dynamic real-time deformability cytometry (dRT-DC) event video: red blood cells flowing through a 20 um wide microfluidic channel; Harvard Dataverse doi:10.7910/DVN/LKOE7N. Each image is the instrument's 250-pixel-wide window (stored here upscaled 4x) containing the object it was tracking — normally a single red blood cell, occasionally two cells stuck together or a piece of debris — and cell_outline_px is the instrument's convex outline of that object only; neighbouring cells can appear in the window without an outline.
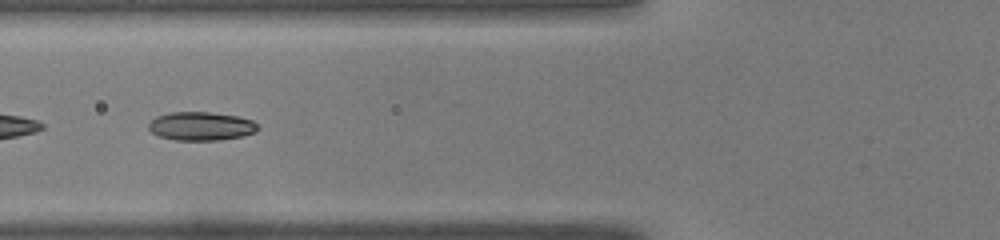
{"species": "common noctule bat (a hibernating species)", "species_latin": "Nyctalus noctula", "temperature_condition": "warm", "stored_images_in_passage": 19, "camera_frame_rate_fps": 3000, "um_per_image_px": 0.085, "animal": {"sex": "male", "body_mass_g": 19.0, "forearm_length_mm": 50.8}, "frame": {"image": 1, "passage_image": 6, "time_ms": 1.667, "image_size_px": [1000, 240], "cell_outline_px": [[260, 128], [256, 132], [244, 136], [220, 140], [176, 140], [160, 136], [152, 132], [148, 128], [148, 124], [156, 116], [168, 112], [208, 112], [236, 116], [252, 120]], "centroid_in_image_um": [17.1, 10.72], "position_along_channel_um": 108.7, "area_um2": 18.21}}
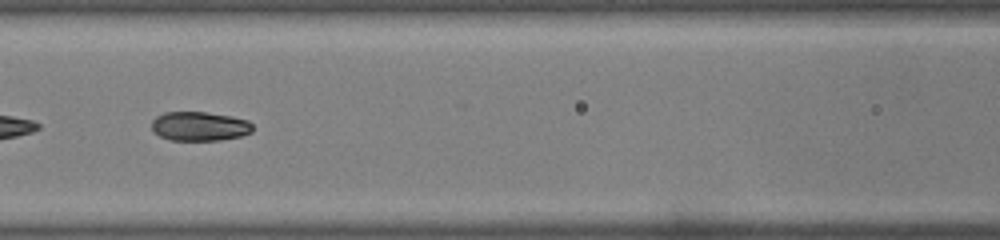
{"frame": {"image": 2, "passage_image": 9, "time_ms": 2.667, "image_size_px": [1000, 240], "cell_outline_px": [[252, 132], [240, 136], [220, 140], [168, 140], [152, 132], [152, 120], [156, 116], [164, 112], [204, 112], [232, 116], [248, 120], [252, 124]], "centroid_in_image_um": [16.94, 10.73], "position_along_channel_um": 149.7, "area_um2": 17.28}}